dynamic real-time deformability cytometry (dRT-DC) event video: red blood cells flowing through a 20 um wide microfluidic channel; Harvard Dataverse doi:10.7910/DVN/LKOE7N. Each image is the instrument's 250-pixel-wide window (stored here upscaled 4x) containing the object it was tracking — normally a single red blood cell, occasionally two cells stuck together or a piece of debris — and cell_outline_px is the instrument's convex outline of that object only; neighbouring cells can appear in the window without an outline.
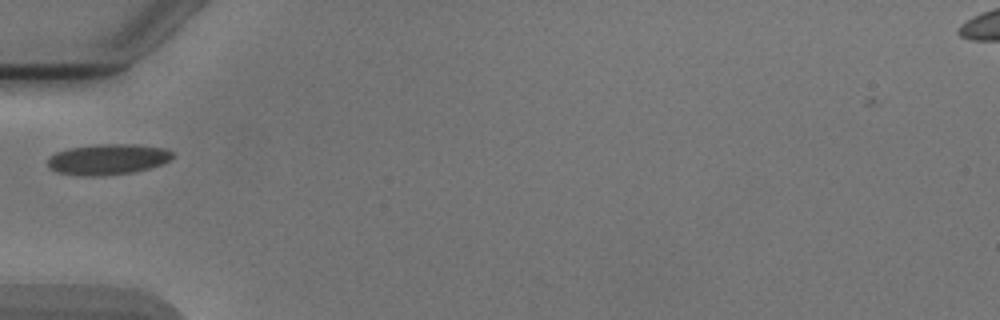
{"species": "Egyptian fruit bat (a non-hibernating species)", "species_latin": "Rousettus aegyptiacus", "temperature_condition": "cold", "stored_images_in_passage": 1, "camera_frame_rate_fps": 3000, "um_per_image_px": 0.085, "animal": {"sex": "male"}, "frame": {"image": 1, "passage_image": 1, "time_ms": 0.0, "image_size_px": [1000, 320], "cell_outline_px": [[172, 156], [168, 160], [160, 164], [148, 168], [132, 172], [104, 176], [80, 176], [56, 172], [48, 164], [48, 156], [56, 152], [68, 148], [100, 144], [136, 144], [164, 148], [172, 152]], "centroid_in_image_um": [9.11, 13.54], "position_along_channel_um": 75.9, "area_um2": 22.25}}